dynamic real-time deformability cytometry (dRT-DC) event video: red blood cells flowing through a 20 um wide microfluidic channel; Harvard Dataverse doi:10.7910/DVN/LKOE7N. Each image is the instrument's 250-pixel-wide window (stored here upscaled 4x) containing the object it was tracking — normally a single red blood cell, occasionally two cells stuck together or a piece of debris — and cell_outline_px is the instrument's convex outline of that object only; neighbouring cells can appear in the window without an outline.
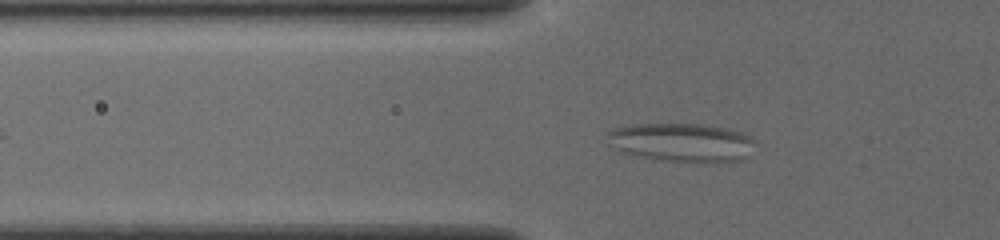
{"species": "common noctule bat (a hibernating species)", "species_latin": "Nyctalus noctula", "temperature_condition": "cold", "stored_images_in_passage": 46, "camera_frame_rate_fps": 3000, "um_per_image_px": 0.085, "animal": {"sex": "female", "body_mass_g": 19.5, "forearm_length_mm": 54.1}, "frame": {"image": 1, "passage_image": 10, "time_ms": 3.0, "image_size_px": [1000, 240], "cell_outline_px": [[756, 144], [740, 160], [700, 164], [660, 160], [620, 152], [612, 148], [608, 144], [608, 132], [616, 128], [636, 124], [700, 124], [728, 128], [740, 132], [756, 140]], "centroid_in_image_um": [57.94, 12.13], "position_along_channel_um": 67.9, "area_um2": 33.64}}
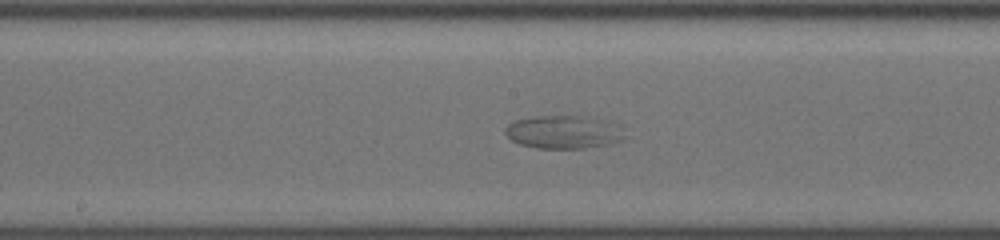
{"frame": {"image": 2, "passage_image": 21, "time_ms": 6.667, "image_size_px": [1000, 240], "cell_outline_px": [[620, 140], [608, 144], [584, 148], [536, 148], [520, 144], [512, 140], [504, 132], [504, 128], [508, 124], [516, 120], [532, 116], [576, 116], [596, 120]], "centroid_in_image_um": [47.52, 11.25], "position_along_channel_um": 200.7, "area_um2": 21.1}}
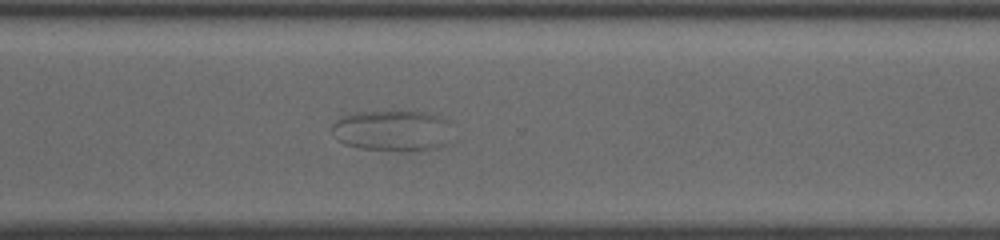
{"frame": {"image": 3, "passage_image": 32, "time_ms": 10.333, "image_size_px": [1000, 240], "cell_outline_px": [[452, 144], [444, 148], [420, 152], [360, 148], [344, 144], [336, 140], [332, 128], [332, 124], [336, 120], [344, 116], [356, 112], [424, 112], [440, 116], [444, 120], [452, 140]], "centroid_in_image_um": [33.41, 11.15], "position_along_channel_um": 337.2, "area_um2": 29.07}}